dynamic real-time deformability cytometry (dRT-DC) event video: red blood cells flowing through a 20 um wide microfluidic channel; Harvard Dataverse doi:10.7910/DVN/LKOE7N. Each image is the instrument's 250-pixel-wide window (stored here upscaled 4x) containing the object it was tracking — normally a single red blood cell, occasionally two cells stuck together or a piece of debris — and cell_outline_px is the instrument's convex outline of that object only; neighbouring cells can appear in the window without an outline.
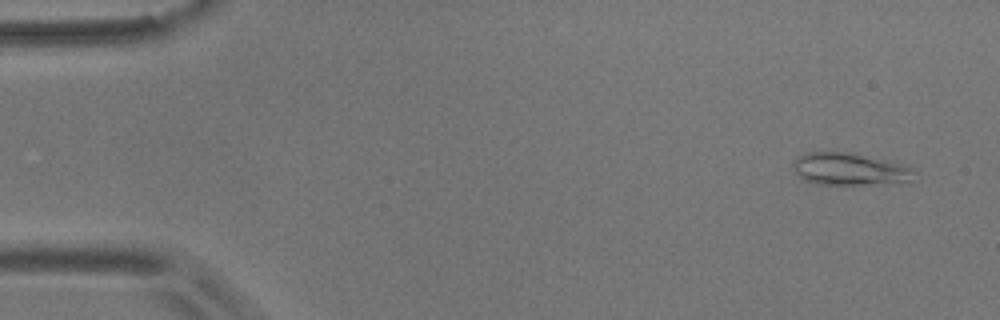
{"species": "common noctule bat (a hibernating species)", "species_latin": "Nyctalus noctula", "temperature_condition": "room temperature", "stored_images_in_passage": 55, "camera_frame_rate_fps": 3000, "um_per_image_px": 0.085, "animal": {"sex": "male", "body_mass_g": 17.9}, "frame": {"image": 1, "passage_image": 3, "time_ms": 0.667, "image_size_px": [1000, 320], "cell_outline_px": [[920, 180], [908, 184], [816, 184], [804, 180], [792, 168], [792, 164], [804, 152], [848, 152], [908, 164], [912, 168]], "centroid_in_image_um": [72.39, 14.4], "position_along_channel_um": 12.6, "area_um2": 23.58}}
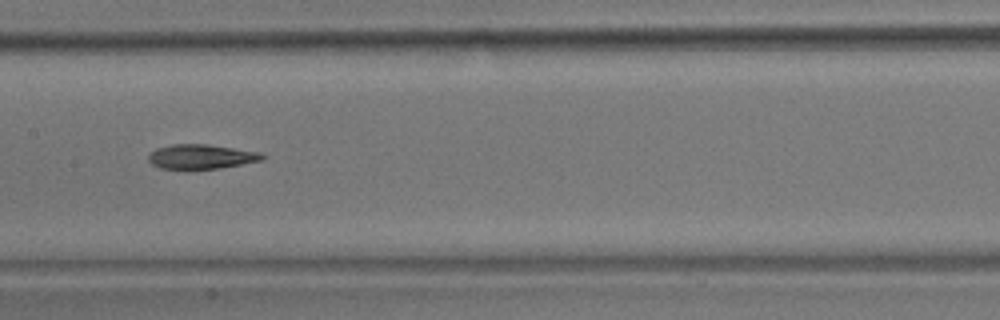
{"frame": {"image": 2, "passage_image": 27, "time_ms": 8.667, "image_size_px": [1000, 320], "cell_outline_px": [[268, 156], [264, 160], [220, 168], [184, 172], [160, 168], [152, 164], [148, 160], [148, 156], [156, 148], [172, 144], [208, 144], [260, 152]], "centroid_in_image_um": [17.09, 13.35], "position_along_channel_um": 190.3, "area_um2": 17.05}}
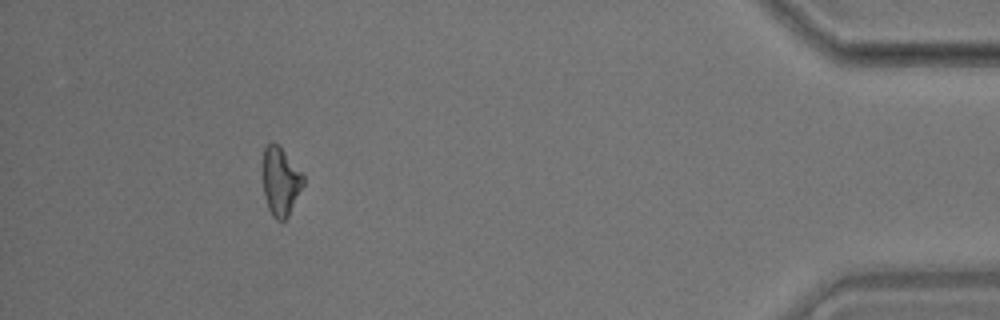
{"frame": {"image": 3, "passage_image": 50, "time_ms": 16.333, "image_size_px": [1000, 320], "cell_outline_px": [[304, 184], [288, 216], [284, 220], [276, 220], [272, 216], [268, 208], [264, 196], [264, 148], [268, 144], [276, 144], [284, 152], [304, 176]], "centroid_in_image_um": [23.85, 15.48], "position_along_channel_um": 411.3, "area_um2": 15.61}, "authors_computed_cell_mechanics": {"area_um2": 16.9354, "velocity_mm_per_s": 3.6449, "shape_relaxation_time_tau1_ms": 3.5831, "shape_relaxation_time_tau2_ms": 6.3664, "deformation_change_tau1": 0.1357, "deformation_change_tau2": 0.169}}